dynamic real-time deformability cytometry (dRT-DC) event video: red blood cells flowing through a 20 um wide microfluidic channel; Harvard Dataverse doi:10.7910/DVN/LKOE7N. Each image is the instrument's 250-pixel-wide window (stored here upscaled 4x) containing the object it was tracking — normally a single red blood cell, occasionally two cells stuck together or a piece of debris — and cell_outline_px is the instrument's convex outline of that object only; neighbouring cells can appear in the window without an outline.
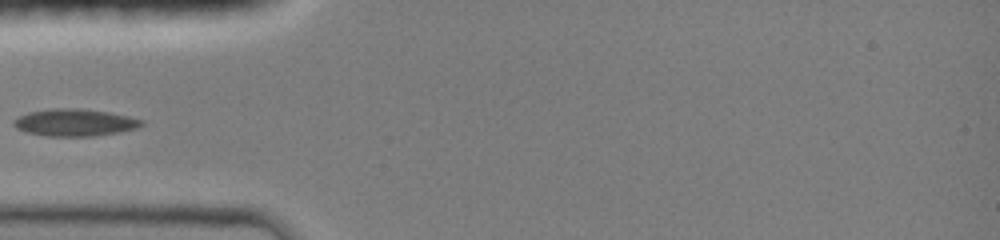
{"species": "common noctule bat (a hibernating species)", "species_latin": "Nyctalus noctula", "temperature_condition": "room temperature", "stored_images_in_passage": 4, "camera_frame_rate_fps": 3000, "um_per_image_px": 0.085, "animal": {"sex": "female", "body_mass_g": 19.0, "forearm_length_mm": 51.5}, "frame": {"image": 1, "passage_image": 1, "time_ms": 0.0, "image_size_px": [1000, 240], "cell_outline_px": [[144, 124], [136, 128], [116, 132], [92, 136], [48, 136], [28, 132], [16, 128], [12, 124], [12, 120], [28, 112], [52, 108], [80, 108], [108, 112], [128, 116], [144, 120]], "centroid_in_image_um": [6.33, 10.4], "position_along_channel_um": 78.7, "area_um2": 20.11}}